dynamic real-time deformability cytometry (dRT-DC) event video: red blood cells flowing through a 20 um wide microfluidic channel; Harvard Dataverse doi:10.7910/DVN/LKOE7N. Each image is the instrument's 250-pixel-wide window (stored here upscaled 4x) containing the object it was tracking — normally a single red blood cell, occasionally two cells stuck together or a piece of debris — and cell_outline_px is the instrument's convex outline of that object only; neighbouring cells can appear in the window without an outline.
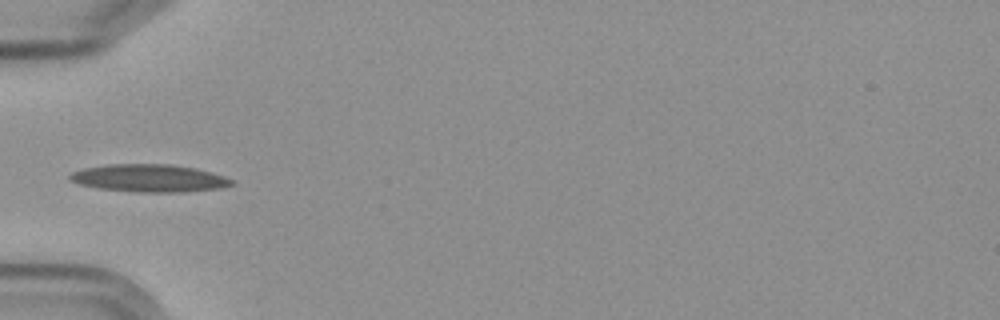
{"species": "Egyptian fruit bat (a non-hibernating species)", "species_latin": "Rousettus aegyptiacus", "temperature_condition": "cold", "stored_images_in_passage": 10, "camera_frame_rate_fps": 3000, "um_per_image_px": 0.085, "frame": {"image": 1, "passage_image": 4, "time_ms": 4.333, "image_size_px": [1000, 320], "cell_outline_px": [[236, 184], [220, 188], [184, 192], [136, 192], [96, 188], [80, 184], [68, 180], [68, 176], [72, 172], [84, 168], [108, 164], [168, 164], [196, 168], [212, 172], [236, 180]], "centroid_in_image_um": [12.71, 15.15], "position_along_channel_um": 72.3, "area_um2": 26.3}}
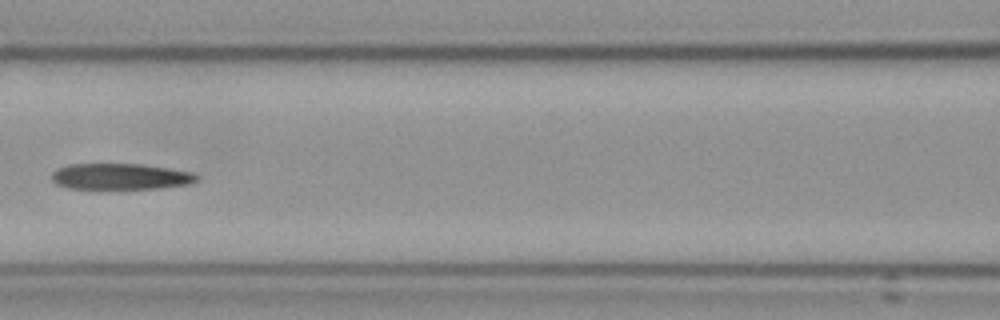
{"frame": {"image": 2, "passage_image": 6, "time_ms": 6.667, "image_size_px": [1000, 320], "cell_outline_px": [[200, 176], [196, 180], [188, 184], [160, 188], [68, 188], [56, 184], [52, 180], [52, 172], [68, 164], [140, 164], [168, 168], [192, 172]], "centroid_in_image_um": [10.24, 15.0], "position_along_channel_um": 156.4, "area_um2": 21.79}}
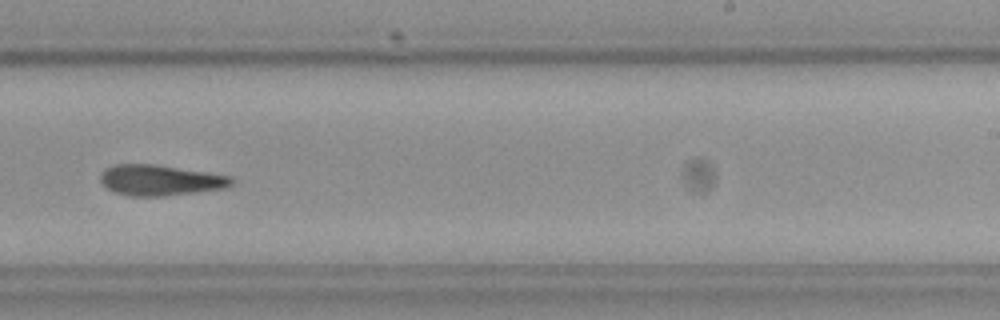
{"frame": {"image": 3, "passage_image": 9, "time_ms": 10.0, "image_size_px": [1000, 320], "cell_outline_px": [[232, 184], [228, 188], [164, 196], [128, 196], [116, 192], [108, 188], [100, 180], [100, 176], [104, 168], [116, 164], [152, 164], [228, 176], [232, 180]], "centroid_in_image_um": [13.57, 15.32], "position_along_channel_um": 275.4, "area_um2": 23.06}}